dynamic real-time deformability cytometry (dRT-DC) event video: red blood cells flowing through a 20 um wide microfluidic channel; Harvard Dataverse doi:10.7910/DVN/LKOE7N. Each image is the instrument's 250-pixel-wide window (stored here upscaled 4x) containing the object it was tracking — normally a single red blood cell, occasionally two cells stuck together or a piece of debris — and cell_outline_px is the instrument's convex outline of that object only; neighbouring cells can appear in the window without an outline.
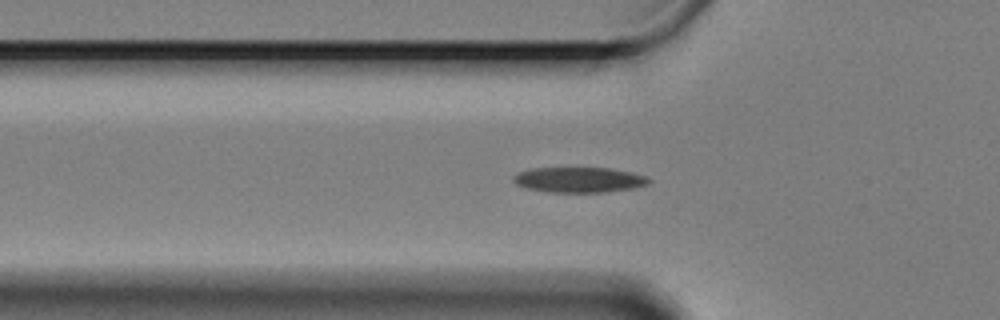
{"species": "Egyptian fruit bat (a non-hibernating species)", "species_latin": "Rousettus aegyptiacus", "temperature_condition": "cold", "stored_images_in_passage": 40, "camera_frame_rate_fps": 3000, "um_per_image_px": 0.085, "animal": {"sex": "female"}, "frame": {"image": 1, "passage_image": 7, "time_ms": 2.0, "image_size_px": [1000, 320], "cell_outline_px": [[652, 180], [648, 184], [632, 188], [604, 192], [548, 192], [528, 188], [516, 184], [512, 180], [512, 176], [520, 172], [532, 168], [608, 168], [632, 172], [644, 176]], "centroid_in_image_um": [49.21, 15.28], "position_along_channel_um": 76.6, "area_um2": 19.83}}
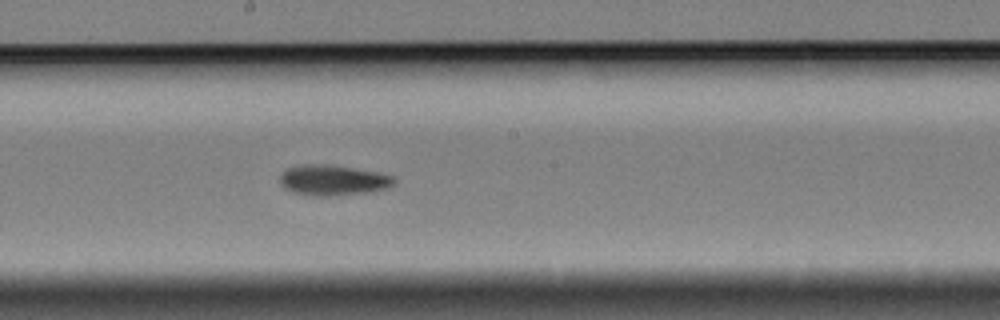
{"frame": {"image": 2, "passage_image": 20, "time_ms": 6.333, "image_size_px": [1000, 320], "cell_outline_px": [[396, 184], [388, 188], [372, 192], [332, 196], [308, 196], [292, 192], [280, 180], [280, 176], [288, 168], [304, 164], [324, 164], [352, 168], [376, 172], [392, 176], [396, 180]], "centroid_in_image_um": [28.36, 15.33], "position_along_channel_um": 219.8, "area_um2": 20.17}}
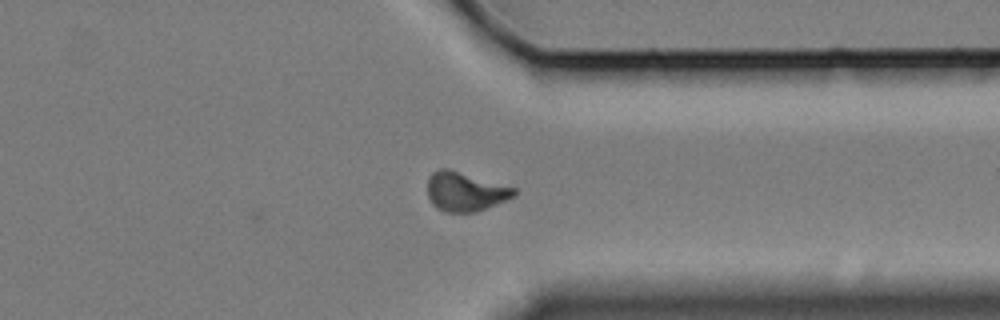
{"frame": {"image": 3, "passage_image": 34, "time_ms": 11.0, "image_size_px": [1000, 320], "cell_outline_px": [[516, 196], [476, 212], [444, 212], [432, 204], [428, 196], [428, 180], [432, 172], [440, 168], [448, 168], [516, 188]], "centroid_in_image_um": [39.54, 16.28], "position_along_channel_um": 371.9, "area_um2": 19.71}, "authors_computed_cell_mechanics": {"area_um2": 19.4786, "velocity_mm_per_s": 3.2886, "shape_relaxation_time_tau1_ms": 4.6708, "shape_relaxation_time_tau2_ms": 8.1638, "deformation_change_tau1": 0.1302, "deformation_change_tau2": 0.1398}}